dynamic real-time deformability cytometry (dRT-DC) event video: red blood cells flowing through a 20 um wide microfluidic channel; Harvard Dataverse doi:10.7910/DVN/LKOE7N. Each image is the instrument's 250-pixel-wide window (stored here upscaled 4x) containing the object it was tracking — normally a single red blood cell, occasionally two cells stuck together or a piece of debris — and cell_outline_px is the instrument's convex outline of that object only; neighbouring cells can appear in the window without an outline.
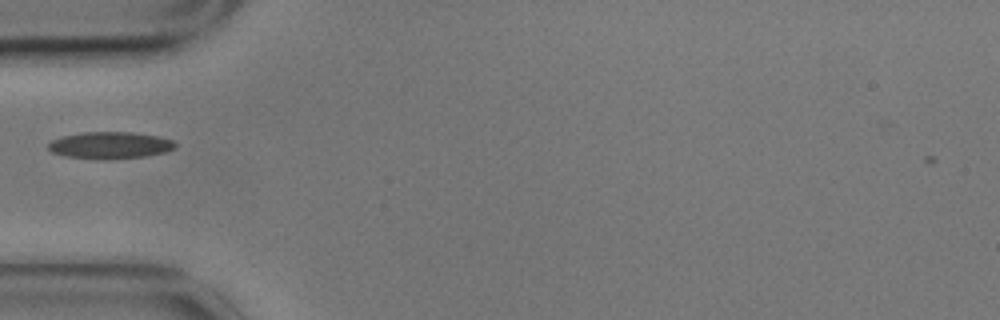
{"species": "common noctule bat (a hibernating species)", "species_latin": "Nyctalus noctula", "temperature_condition": "cold", "stored_images_in_passage": 40, "camera_frame_rate_fps": 3000, "um_per_image_px": 0.085, "animal": {"sex": "male", "body_mass_g": 17.9}, "frame": {"image": 1, "passage_image": 1, "time_ms": 0.0, "image_size_px": [1000, 320], "cell_outline_px": [[176, 144], [172, 148], [164, 152], [148, 156], [112, 160], [100, 160], [64, 156], [52, 152], [48, 148], [48, 144], [52, 140], [60, 136], [84, 132], [132, 132], [156, 136], [172, 140]], "centroid_in_image_um": [9.31, 12.36], "position_along_channel_um": 75.7, "area_um2": 20.06}}
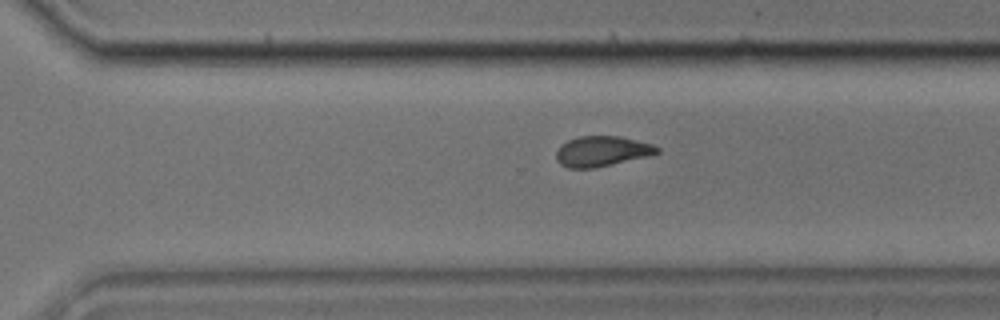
{"frame": {"image": 2, "passage_image": 22, "time_ms": 7.0, "image_size_px": [1000, 320], "cell_outline_px": [[660, 152], [648, 156], [612, 164], [592, 168], [568, 168], [560, 164], [556, 160], [556, 148], [560, 144], [568, 140], [580, 136], [620, 136], [652, 144], [660, 148]], "centroid_in_image_um": [51.13, 12.85], "position_along_channel_um": 319.5, "area_um2": 17.86}}
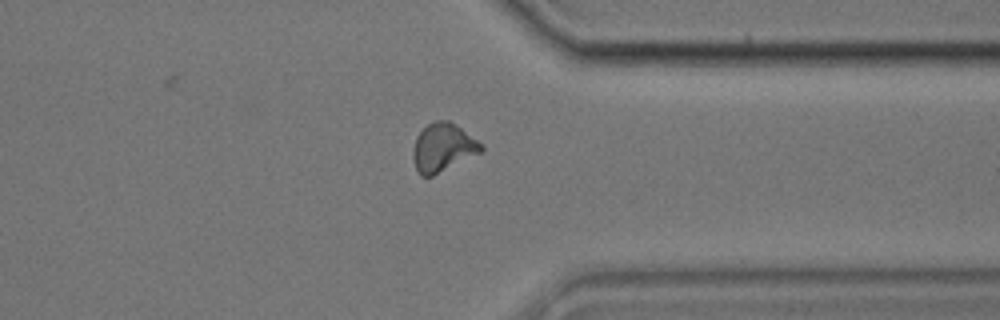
{"frame": {"image": 3, "passage_image": 27, "time_ms": 8.667, "image_size_px": [1000, 320], "cell_outline_px": [[484, 152], [432, 176], [420, 176], [416, 168], [412, 156], [412, 148], [416, 136], [428, 124], [436, 120], [448, 120], [484, 144]], "centroid_in_image_um": [37.67, 12.55], "position_along_channel_um": 373.7, "area_um2": 19.36}}